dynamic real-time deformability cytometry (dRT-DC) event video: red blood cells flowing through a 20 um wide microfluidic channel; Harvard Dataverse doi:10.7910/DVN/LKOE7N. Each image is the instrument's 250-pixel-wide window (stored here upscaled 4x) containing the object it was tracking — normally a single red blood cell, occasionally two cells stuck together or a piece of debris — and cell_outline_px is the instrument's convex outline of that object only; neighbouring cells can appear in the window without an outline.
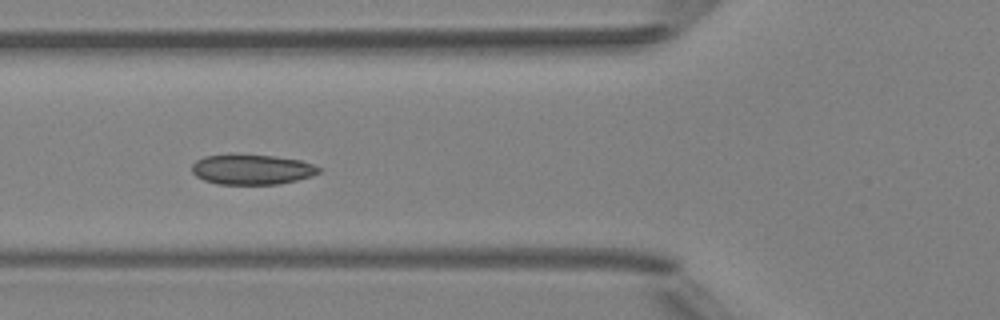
{"species": "Egyptian fruit bat (a non-hibernating species)", "species_latin": "Rousettus aegyptiacus", "temperature_condition": "room temperature", "stored_images_in_passage": 8, "camera_frame_rate_fps": 3000, "um_per_image_px": 0.085, "animal": {"sex": "female"}, "frame": {"image": 1, "passage_image": 6, "time_ms": 5.333, "image_size_px": [1000, 320], "cell_outline_px": [[320, 172], [312, 176], [280, 184], [216, 184], [204, 180], [196, 176], [192, 172], [192, 164], [196, 160], [204, 156], [272, 156], [300, 160], [312, 164], [320, 168]], "centroid_in_image_um": [21.41, 14.43], "position_along_channel_um": 104.4, "area_um2": 21.79}}
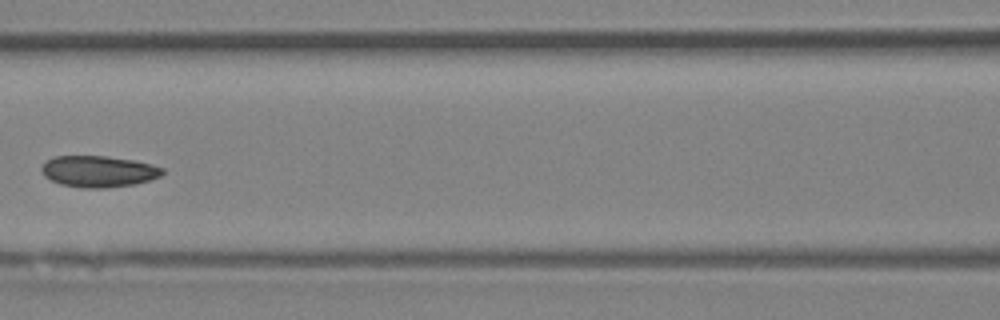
{"frame": {"image": 2, "passage_image": 7, "time_ms": 6.667, "image_size_px": [1000, 320], "cell_outline_px": [[164, 172], [160, 176], [152, 180], [136, 184], [104, 188], [84, 188], [60, 184], [44, 176], [40, 168], [44, 160], [56, 156], [108, 156], [136, 160], [152, 164], [164, 168]], "centroid_in_image_um": [8.39, 14.56], "position_along_channel_um": 158.2, "area_um2": 22.43}}
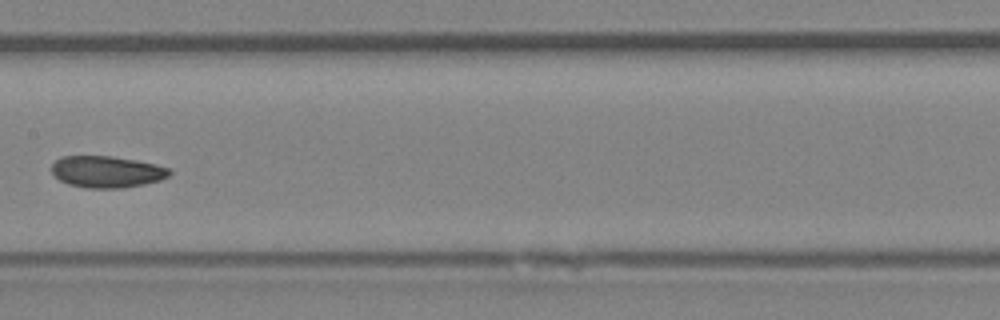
{"frame": {"image": 3, "passage_image": 8, "time_ms": 7.667, "image_size_px": [1000, 320], "cell_outline_px": [[172, 172], [168, 176], [160, 180], [144, 184], [124, 188], [88, 188], [68, 184], [60, 180], [52, 172], [52, 164], [60, 156], [112, 156], [136, 160], [156, 164], [172, 168]], "centroid_in_image_um": [9.11, 14.59], "position_along_channel_um": 198.3, "area_um2": 21.85}}